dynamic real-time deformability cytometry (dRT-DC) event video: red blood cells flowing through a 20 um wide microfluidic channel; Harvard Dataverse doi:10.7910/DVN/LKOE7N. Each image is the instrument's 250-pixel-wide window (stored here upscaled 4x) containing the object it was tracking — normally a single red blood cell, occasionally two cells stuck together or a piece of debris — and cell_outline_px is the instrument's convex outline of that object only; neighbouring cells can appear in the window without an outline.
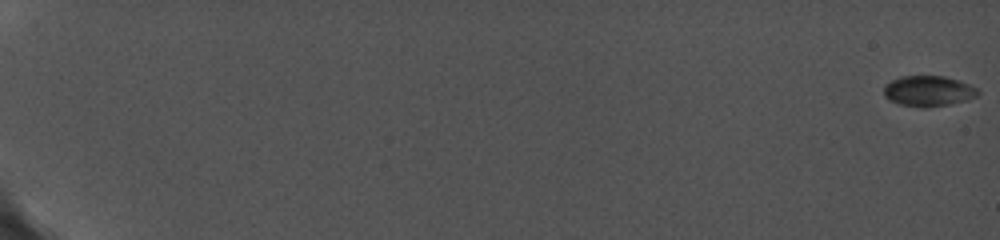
{"species": "common noctule bat (a hibernating species)", "species_latin": "Nyctalus noctula", "temperature_condition": "cold", "stored_images_in_passage": 41, "camera_frame_rate_fps": 5000, "um_per_image_px": 0.085, "animal": {"sex": "female", "body_mass_g": 19.0, "forearm_length_mm": 56.7}, "frame": {"image": 1, "passage_image": 1, "time_ms": 0.0, "image_size_px": [1000, 240], "cell_outline_px": [[980, 92], [976, 96], [968, 100], [948, 104], [904, 104], [892, 100], [884, 96], [884, 84], [900, 76], [944, 76], [960, 80], [976, 88]], "centroid_in_image_um": [78.94, 7.67], "position_along_channel_um": 6.1, "area_um2": 15.95}}
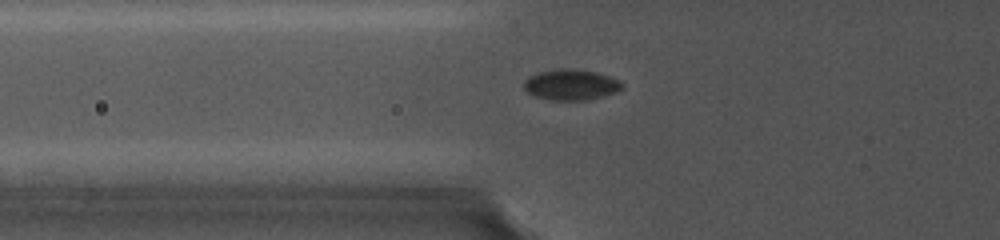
{"frame": {"image": 2, "passage_image": 19, "time_ms": 8.2, "image_size_px": [1000, 240], "cell_outline_px": [[624, 84], [616, 92], [584, 100], [552, 100], [536, 96], [528, 92], [524, 88], [524, 80], [528, 76], [540, 72], [556, 68], [572, 68], [596, 72], [620, 80]], "centroid_in_image_um": [48.51, 7.18], "position_along_channel_um": 77.3, "area_um2": 17.46}}
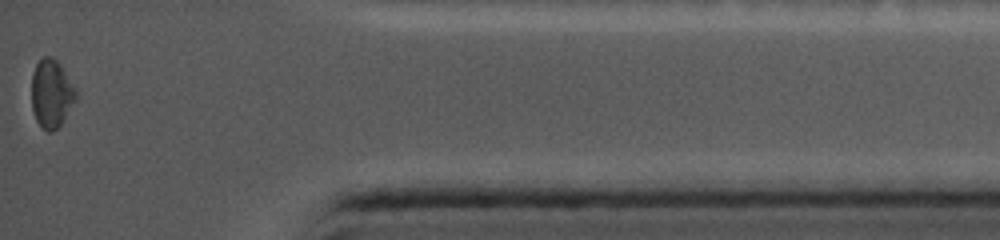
{"frame": {"image": 3, "passage_image": 41, "time_ms": 18.0, "image_size_px": [1000, 240], "cell_outline_px": [[80, 92], [76, 100], [60, 124], [52, 132], [48, 132], [36, 120], [32, 108], [32, 72], [36, 64], [44, 56], [48, 56], [56, 60], [60, 64]], "centroid_in_image_um": [4.4, 7.93], "position_along_channel_um": 430.8, "area_um2": 17.69}}